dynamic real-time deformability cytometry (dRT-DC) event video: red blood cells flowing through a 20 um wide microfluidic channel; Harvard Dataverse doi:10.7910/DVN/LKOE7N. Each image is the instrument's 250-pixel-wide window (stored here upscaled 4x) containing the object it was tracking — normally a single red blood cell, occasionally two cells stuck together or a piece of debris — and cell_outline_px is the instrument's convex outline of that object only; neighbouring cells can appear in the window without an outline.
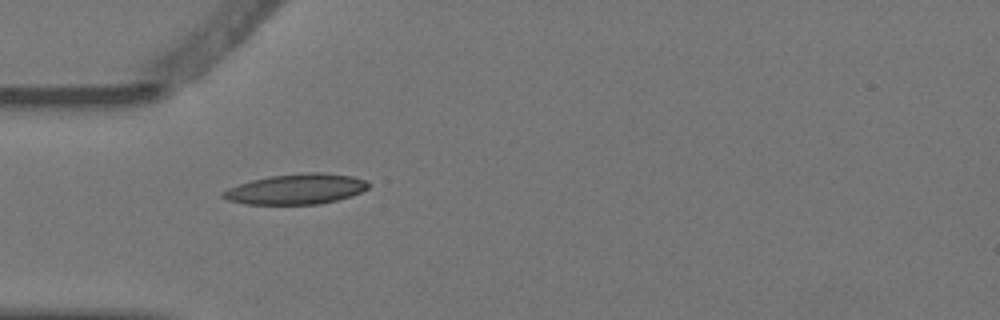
{"species": "Egyptian fruit bat (a non-hibernating species)", "species_latin": "Rousettus aegyptiacus", "temperature_condition": "warm", "stored_images_in_passage": 2, "camera_frame_rate_fps": 3000, "um_per_image_px": 0.085, "animal": {"sex": "female"}, "frame": {"image": 1, "passage_image": 1, "time_ms": 0.0, "image_size_px": [1000, 320], "cell_outline_px": [[372, 184], [368, 188], [352, 196], [320, 204], [248, 204], [228, 200], [220, 196], [220, 192], [228, 188], [252, 180], [268, 176], [304, 172], [320, 172], [352, 176], [368, 180]], "centroid_in_image_um": [25.2, 16.06], "position_along_channel_um": 59.8, "area_um2": 25.89}}
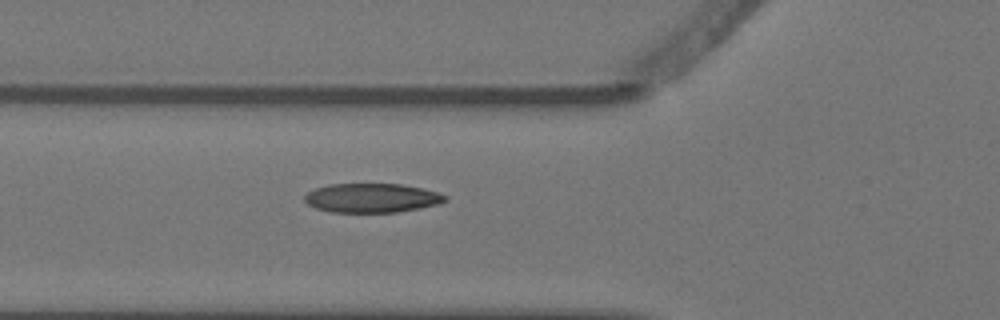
{"frame": {"image": 2, "passage_image": 2, "time_ms": 0.333, "image_size_px": [1000, 320], "cell_outline_px": [[448, 200], [440, 204], [420, 208], [396, 212], [332, 212], [316, 208], [308, 204], [304, 200], [304, 196], [308, 192], [316, 188], [328, 184], [400, 184], [424, 188], [440, 192], [448, 196]], "centroid_in_image_um": [31.66, 16.82], "position_along_channel_um": 94.1, "area_um2": 24.04}}